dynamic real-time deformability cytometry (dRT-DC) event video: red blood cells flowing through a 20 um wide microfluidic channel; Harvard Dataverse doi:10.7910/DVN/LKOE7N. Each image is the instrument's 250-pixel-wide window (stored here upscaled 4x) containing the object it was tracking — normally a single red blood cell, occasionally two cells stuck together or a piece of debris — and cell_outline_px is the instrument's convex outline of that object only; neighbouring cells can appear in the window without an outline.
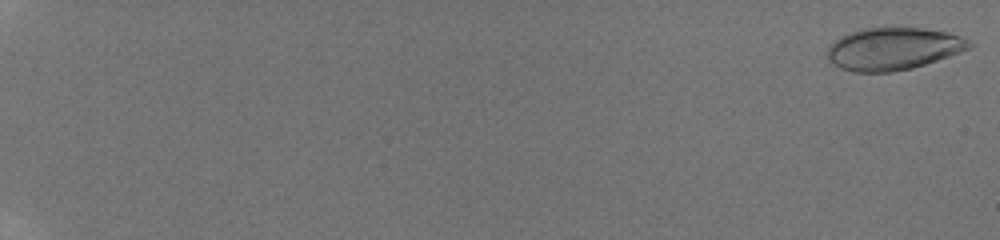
{"species": "human", "species_latin": "Homo sapiens", "temperature_condition": "room temperature", "stored_images_in_passage": 19, "camera_frame_rate_fps": 3000, "um_per_image_px": 0.085, "donor": {"sex": "male"}, "frame": {"image": 1, "passage_image": 1, "time_ms": 0.0, "image_size_px": [1000, 240], "cell_outline_px": [[972, 44], [968, 48], [960, 52], [912, 68], [892, 72], [856, 72], [840, 68], [832, 64], [828, 60], [828, 48], [840, 36], [860, 28], [924, 28], [944, 32], [972, 40]], "centroid_in_image_um": [75.89, 4.15], "position_along_channel_um": 9.1, "area_um2": 34.74}}
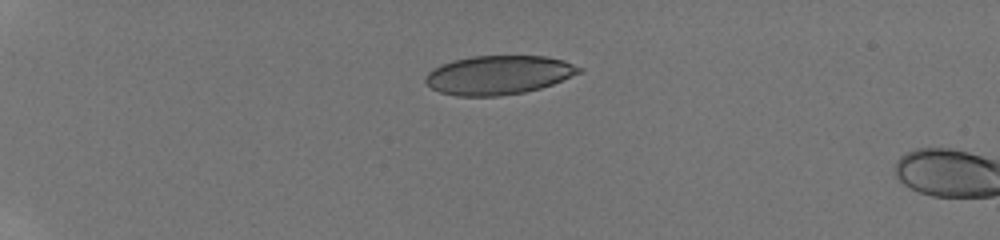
{"frame": {"image": 2, "passage_image": 16, "time_ms": 5.0, "image_size_px": [1000, 240], "cell_outline_px": [[584, 72], [552, 84], [540, 88], [524, 92], [500, 96], [456, 96], [440, 92], [432, 88], [424, 80], [424, 76], [432, 68], [452, 60], [472, 56], [544, 56], [564, 60], [584, 68]], "centroid_in_image_um": [42.39, 6.37], "position_along_channel_um": 42.6, "area_um2": 35.08}}